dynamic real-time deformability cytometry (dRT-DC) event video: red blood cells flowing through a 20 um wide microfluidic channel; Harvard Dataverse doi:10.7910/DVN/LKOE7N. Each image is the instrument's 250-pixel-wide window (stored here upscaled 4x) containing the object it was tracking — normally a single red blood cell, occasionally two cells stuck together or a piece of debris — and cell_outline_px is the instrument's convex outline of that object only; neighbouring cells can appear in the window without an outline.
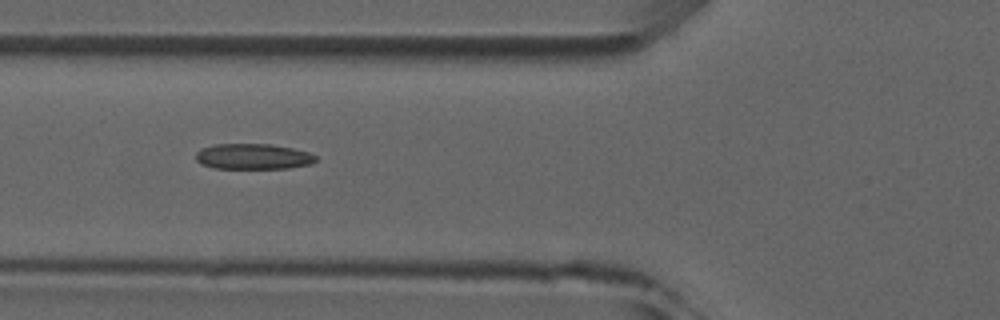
{"species": "common noctule bat (a hibernating species)", "species_latin": "Nyctalus noctula", "temperature_condition": "room temperature", "stored_images_in_passage": 7, "camera_frame_rate_fps": 3000, "um_per_image_px": 0.085, "animal": {"sex": "male", "forearm_length_mm": 52.5}, "frame": {"image": 1, "passage_image": 5, "time_ms": 4.667, "image_size_px": [1000, 320], "cell_outline_px": [[316, 160], [312, 164], [288, 168], [212, 168], [200, 164], [196, 160], [196, 152], [200, 148], [216, 144], [272, 144], [292, 148], [308, 152], [316, 156]], "centroid_in_image_um": [21.49, 13.3], "position_along_channel_um": 104.3, "area_um2": 17.98}}
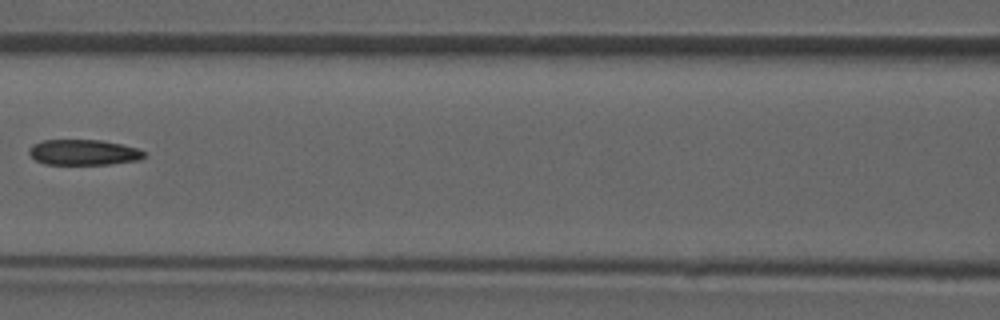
{"frame": {"image": 2, "passage_image": 6, "time_ms": 6.0, "image_size_px": [1000, 320], "cell_outline_px": [[144, 156], [140, 160], [108, 164], [44, 164], [36, 160], [28, 152], [28, 148], [32, 144], [44, 140], [100, 140], [120, 144], [136, 148], [144, 152]], "centroid_in_image_um": [7.06, 12.95], "position_along_channel_um": 159.5, "area_um2": 16.99}}